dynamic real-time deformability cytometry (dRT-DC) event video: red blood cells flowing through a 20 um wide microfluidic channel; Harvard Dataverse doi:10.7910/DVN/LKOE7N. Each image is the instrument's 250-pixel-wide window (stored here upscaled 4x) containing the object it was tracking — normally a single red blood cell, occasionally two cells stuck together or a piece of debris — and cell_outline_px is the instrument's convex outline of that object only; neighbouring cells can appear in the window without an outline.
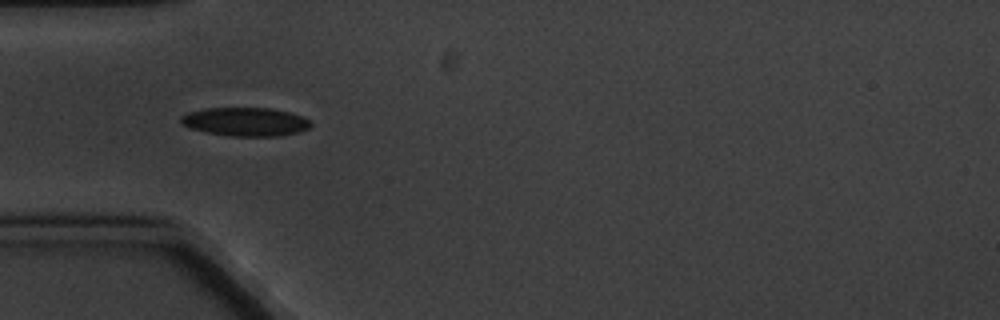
{"species": "common noctule bat (a hibernating species)", "species_latin": "Nyctalus noctula", "temperature_condition": "cold", "stored_images_in_passage": 2, "camera_frame_rate_fps": 3000, "um_per_image_px": 0.085, "animal": {"sex": "male", "body_mass_g": 20.1, "forearm_length_mm": 53.5}, "frame": {"image": 1, "passage_image": 1, "time_ms": 0.0, "image_size_px": [1000, 320], "cell_outline_px": [[312, 124], [308, 128], [300, 132], [276, 136], [228, 136], [188, 128], [180, 124], [180, 116], [188, 112], [204, 108], [268, 108], [288, 112], [312, 120]], "centroid_in_image_um": [20.83, 10.35], "position_along_channel_um": 64.2, "area_um2": 21.73}}